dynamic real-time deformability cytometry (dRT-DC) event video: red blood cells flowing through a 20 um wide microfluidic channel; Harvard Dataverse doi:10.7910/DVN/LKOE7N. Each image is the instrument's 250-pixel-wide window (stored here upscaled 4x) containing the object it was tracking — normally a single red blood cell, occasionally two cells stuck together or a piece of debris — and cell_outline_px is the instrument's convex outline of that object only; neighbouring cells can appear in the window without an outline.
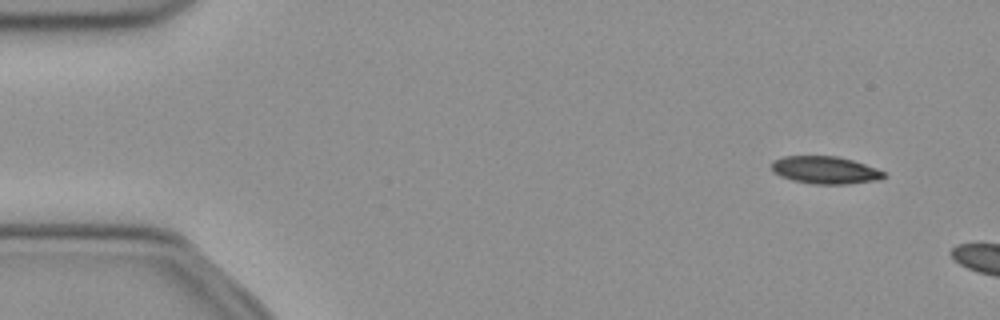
{"species": "common noctule bat (a hibernating species)", "species_latin": "Nyctalus noctula", "temperature_condition": "cold", "stored_images_in_passage": 5, "camera_frame_rate_fps": 3000, "um_per_image_px": 0.085, "animal": {"sex": "female", "body_mass_g": 21.9}, "frame": {"image": 1, "passage_image": 1, "time_ms": 0.0, "image_size_px": [1000, 320], "cell_outline_px": [[888, 176], [880, 180], [848, 184], [812, 184], [792, 180], [780, 176], [772, 172], [772, 160], [784, 156], [836, 156], [852, 160], [876, 168], [884, 172]], "centroid_in_image_um": [70.14, 14.46], "position_along_channel_um": 14.9, "area_um2": 18.15}}